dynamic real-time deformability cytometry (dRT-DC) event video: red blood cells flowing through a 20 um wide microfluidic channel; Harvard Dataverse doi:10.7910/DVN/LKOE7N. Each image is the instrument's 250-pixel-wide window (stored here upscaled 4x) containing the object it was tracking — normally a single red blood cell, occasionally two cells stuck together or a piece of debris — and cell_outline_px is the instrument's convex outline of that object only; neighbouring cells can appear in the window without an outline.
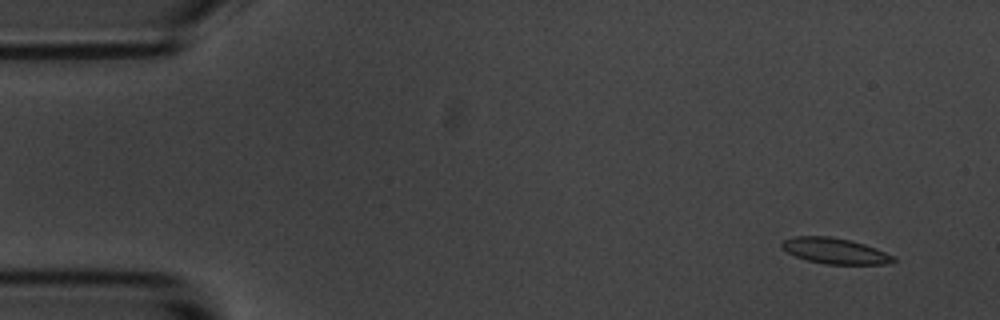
{"species": "common noctule bat (a hibernating species)", "species_latin": "Nyctalus noctula", "temperature_condition": "room temperature", "stored_images_in_passage": 8, "camera_frame_rate_fps": 3000, "um_per_image_px": 0.085, "animal": {"sex": "male", "body_mass_g": 20.1, "forearm_length_mm": 53.5}, "frame": {"image": 1, "passage_image": 1, "time_ms": 0.0, "image_size_px": [1000, 320], "cell_outline_px": [[896, 260], [884, 264], [824, 264], [808, 260], [796, 256], [780, 248], [780, 244], [784, 240], [792, 236], [828, 236], [848, 240], [864, 244], [876, 248], [896, 256]], "centroid_in_image_um": [70.96, 21.32], "position_along_channel_um": 14.0, "area_um2": 16.7}}
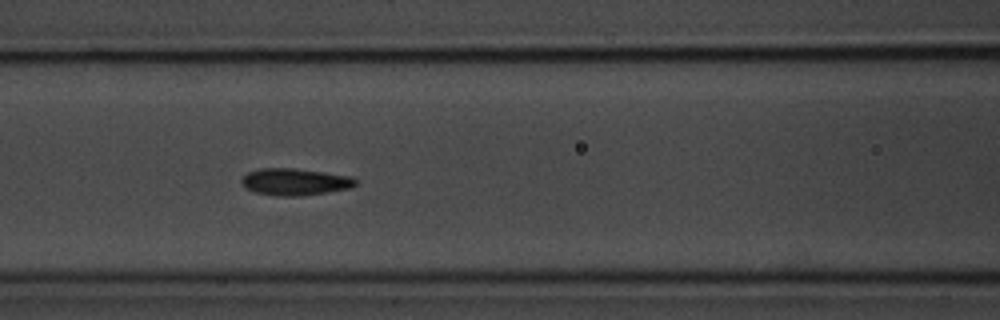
{"frame": {"image": 2, "passage_image": 7, "time_ms": 6.667, "image_size_px": [1000, 320], "cell_outline_px": [[356, 184], [352, 188], [328, 192], [300, 196], [276, 196], [256, 192], [244, 188], [240, 184], [240, 180], [248, 172], [260, 168], [296, 168], [352, 176], [356, 180]], "centroid_in_image_um": [25.06, 15.45], "position_along_channel_um": 141.5, "area_um2": 18.09}}
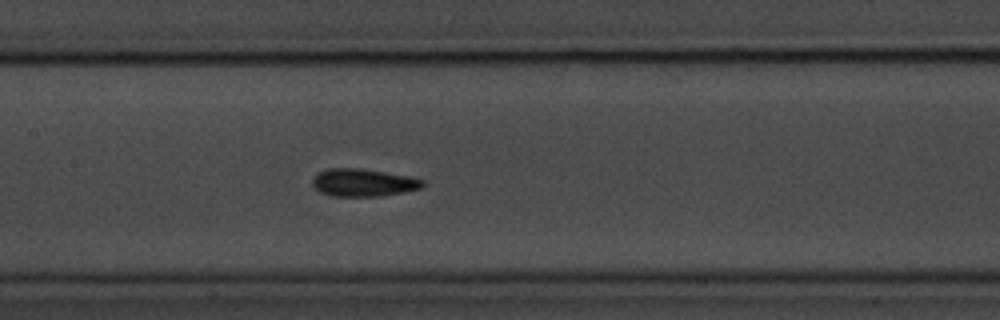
{"frame": {"image": 3, "passage_image": 8, "time_ms": 7.667, "image_size_px": [1000, 320], "cell_outline_px": [[424, 184], [420, 188], [404, 192], [380, 196], [328, 196], [320, 192], [312, 184], [312, 180], [320, 172], [328, 168], [360, 168], [408, 176], [424, 180]], "centroid_in_image_um": [30.86, 15.53], "position_along_channel_um": 176.5, "area_um2": 17.63}}